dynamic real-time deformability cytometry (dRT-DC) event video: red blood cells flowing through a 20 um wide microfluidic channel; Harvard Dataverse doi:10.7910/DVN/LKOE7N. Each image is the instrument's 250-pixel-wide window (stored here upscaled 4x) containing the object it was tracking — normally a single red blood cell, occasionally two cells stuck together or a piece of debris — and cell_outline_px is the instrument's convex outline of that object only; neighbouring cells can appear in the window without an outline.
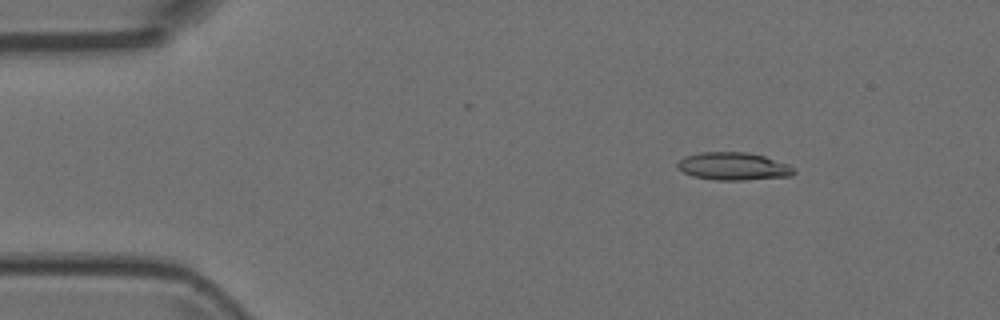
{"species": "Egyptian fruit bat (a non-hibernating species)", "species_latin": "Rousettus aegyptiacus", "temperature_condition": "room temperature", "stored_images_in_passage": 6, "camera_frame_rate_fps": 3000, "um_per_image_px": 0.085, "animal": {"sex": "female"}, "frame": {"image": 1, "passage_image": 2, "time_ms": 0.333, "image_size_px": [1000, 320], "cell_outline_px": [[796, 172], [792, 176], [744, 180], [716, 180], [692, 176], [676, 168], [676, 164], [684, 156], [700, 152], [748, 152], [764, 156], [788, 164], [796, 168]], "centroid_in_image_um": [62.35, 14.13], "position_along_channel_um": 22.7, "area_um2": 19.02}}
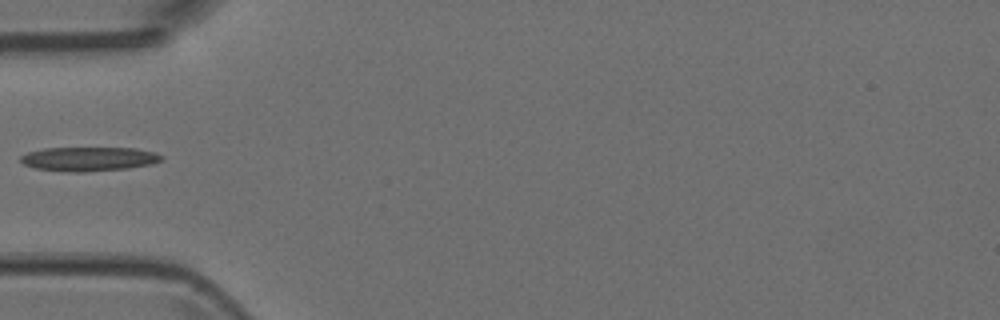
{"frame": {"image": 2, "passage_image": 5, "time_ms": 1.333, "image_size_px": [1000, 320], "cell_outline_px": [[164, 156], [160, 160], [152, 164], [128, 168], [84, 172], [68, 172], [36, 168], [24, 164], [20, 160], [20, 156], [28, 152], [44, 148], [136, 148], [156, 152]], "centroid_in_image_um": [7.56, 13.51], "position_along_channel_um": 77.4, "area_um2": 19.83}}
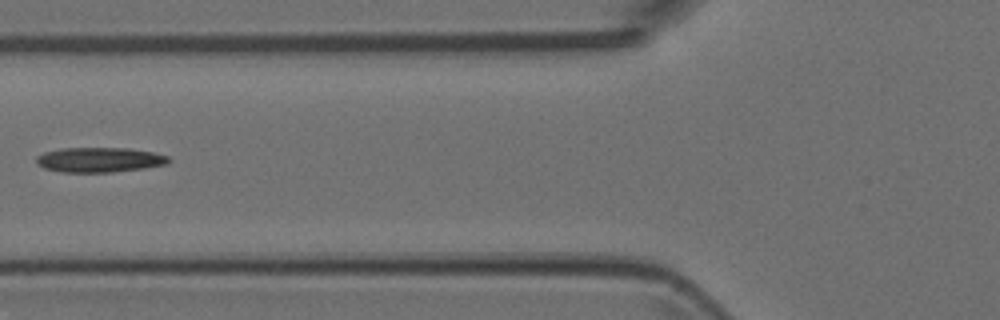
{"frame": {"image": 3, "passage_image": 6, "time_ms": 1.667, "image_size_px": [1000, 320], "cell_outline_px": [[172, 160], [168, 164], [144, 168], [112, 172], [60, 172], [44, 168], [36, 164], [36, 156], [44, 152], [64, 148], [128, 148], [152, 152], [168, 156]], "centroid_in_image_um": [8.45, 13.58], "position_along_channel_um": 117.3, "area_um2": 19.25}}